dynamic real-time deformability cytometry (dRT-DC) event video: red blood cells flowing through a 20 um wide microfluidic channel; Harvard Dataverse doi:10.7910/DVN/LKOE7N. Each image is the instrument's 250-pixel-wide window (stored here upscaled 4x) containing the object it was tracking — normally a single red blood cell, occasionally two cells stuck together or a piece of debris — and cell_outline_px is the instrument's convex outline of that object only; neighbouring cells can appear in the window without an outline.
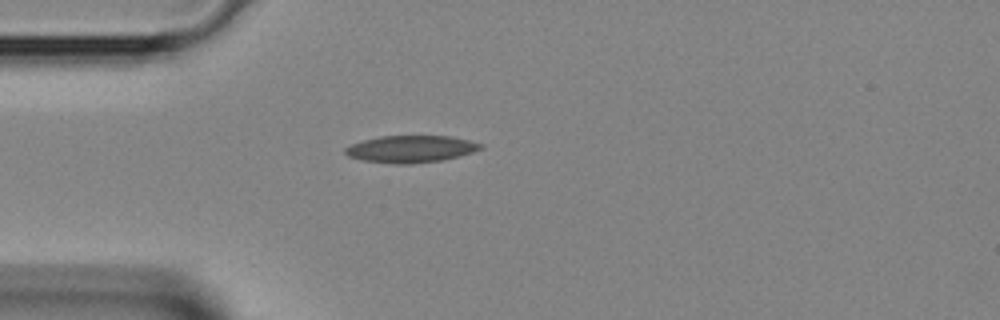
{"species": "Egyptian fruit bat (a non-hibernating species)", "species_latin": "Rousettus aegyptiacus", "temperature_condition": "room temperature", "stored_images_in_passage": 1, "camera_frame_rate_fps": 3000, "um_per_image_px": 0.085, "animal": {"sex": "female"}, "frame": {"image": 1, "passage_image": 1, "time_ms": 0.0, "image_size_px": [1000, 320], "cell_outline_px": [[484, 148], [460, 156], [444, 160], [408, 164], [396, 164], [364, 160], [348, 156], [344, 152], [344, 148], [352, 144], [364, 140], [380, 136], [452, 136], [484, 144]], "centroid_in_image_um": [34.96, 12.66], "position_along_channel_um": 50.0, "area_um2": 21.33}}